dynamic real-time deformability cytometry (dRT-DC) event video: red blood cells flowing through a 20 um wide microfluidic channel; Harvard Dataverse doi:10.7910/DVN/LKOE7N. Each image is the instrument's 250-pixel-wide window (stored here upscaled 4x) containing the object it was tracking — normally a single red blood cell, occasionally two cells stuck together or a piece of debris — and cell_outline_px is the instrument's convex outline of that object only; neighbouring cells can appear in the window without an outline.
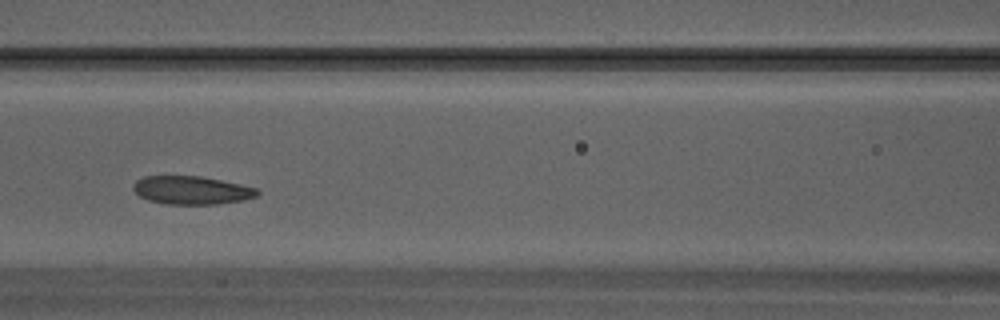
{"species": "Egyptian fruit bat (a non-hibernating species)", "species_latin": "Rousettus aegyptiacus", "temperature_condition": "warm", "stored_images_in_passage": 27, "camera_frame_rate_fps": 3000, "um_per_image_px": 0.085, "animal": {"sex": "male"}, "frame": {"image": 1, "passage_image": 8, "time_ms": 2.333, "image_size_px": [1000, 320], "cell_outline_px": [[260, 192], [256, 196], [244, 200], [216, 204], [164, 204], [148, 200], [140, 196], [132, 188], [132, 184], [136, 180], [144, 176], [200, 176], [240, 184], [256, 188]], "centroid_in_image_um": [16.26, 16.17], "position_along_channel_um": 150.3, "area_um2": 20.4}}
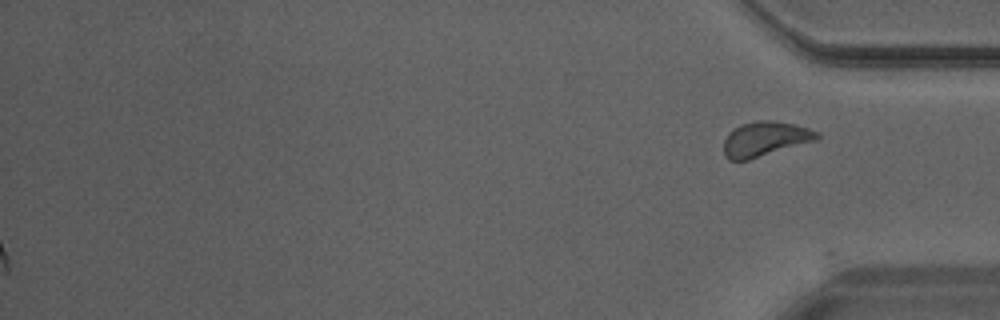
{"frame": {"image": 2, "passage_image": 27, "time_ms": 8.667, "image_size_px": [1000, 320], "cell_outline_px": [[820, 136], [816, 140], [748, 160], [728, 160], [724, 156], [724, 140], [728, 132], [732, 128], [740, 124], [760, 120], [772, 120], [792, 124], [808, 128], [816, 132]], "centroid_in_image_um": [64.97, 11.81], "position_along_channel_um": 370.2, "area_um2": 18.79}}